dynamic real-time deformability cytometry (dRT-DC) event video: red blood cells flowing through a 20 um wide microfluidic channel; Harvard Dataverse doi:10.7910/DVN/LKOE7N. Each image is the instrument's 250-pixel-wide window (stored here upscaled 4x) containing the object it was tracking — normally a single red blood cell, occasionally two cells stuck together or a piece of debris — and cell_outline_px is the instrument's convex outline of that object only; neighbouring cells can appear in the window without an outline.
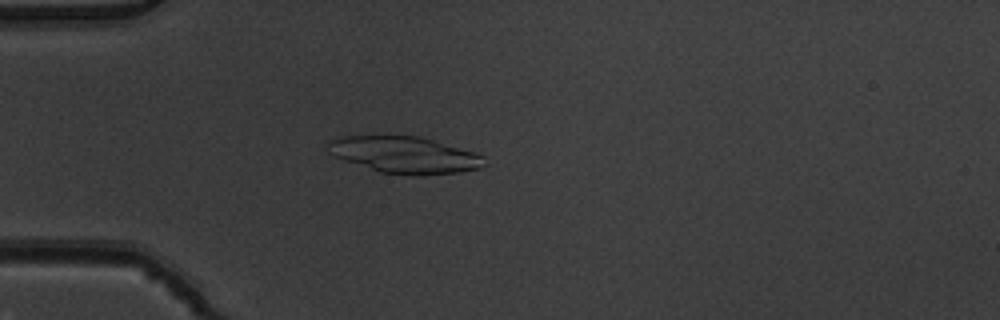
{"species": "common noctule bat (a hibernating species)", "species_latin": "Nyctalus noctula", "temperature_condition": "warm", "stored_images_in_passage": 4, "camera_frame_rate_fps": 3000, "um_per_image_px": 0.085, "animal": {"sex": "male", "body_mass_g": 19.5, "forearm_length_mm": 54.6}, "frame": {"image": 1, "passage_image": 4, "time_ms": 1.0, "image_size_px": [1000, 320], "cell_outline_px": [[484, 164], [480, 168], [460, 172], [424, 176], [412, 176], [380, 172], [332, 156], [328, 152], [328, 140], [340, 136], [420, 136], [476, 152], [484, 156]], "centroid_in_image_um": [34.4, 13.17], "position_along_channel_um": 50.6, "area_um2": 33.7}}